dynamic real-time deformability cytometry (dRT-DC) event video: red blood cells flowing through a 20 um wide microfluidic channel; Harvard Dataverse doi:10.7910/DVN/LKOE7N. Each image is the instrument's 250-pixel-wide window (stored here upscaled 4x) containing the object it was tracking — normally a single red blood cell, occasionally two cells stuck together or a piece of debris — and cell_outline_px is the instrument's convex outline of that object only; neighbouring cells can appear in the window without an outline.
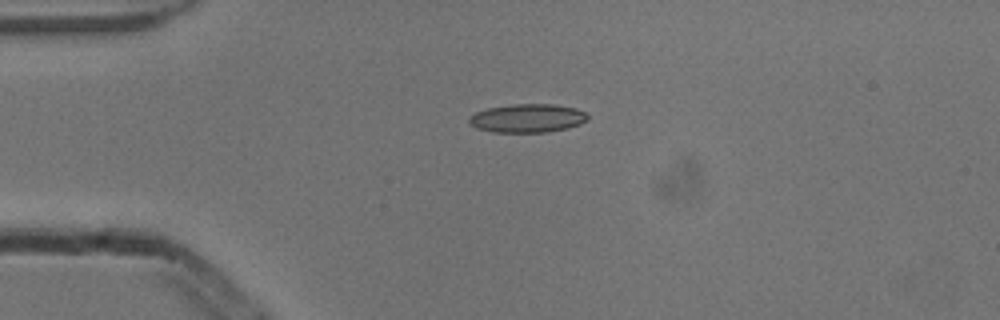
{"species": "common noctule bat (a hibernating species)", "species_latin": "Nyctalus noctula", "temperature_condition": "cold", "stored_images_in_passage": 41, "camera_frame_rate_fps": 3000, "um_per_image_px": 0.085, "animal": {"sex": "male", "body_mass_g": 13.3}, "frame": {"image": 1, "passage_image": 1, "time_ms": 0.0, "image_size_px": [1000, 320], "cell_outline_px": [[588, 120], [580, 124], [568, 128], [548, 132], [492, 132], [476, 128], [468, 120], [468, 116], [476, 112], [488, 108], [512, 104], [552, 104], [576, 108], [584, 112], [588, 116]], "centroid_in_image_um": [44.84, 10.05], "position_along_channel_um": 40.2, "area_um2": 19.77}}
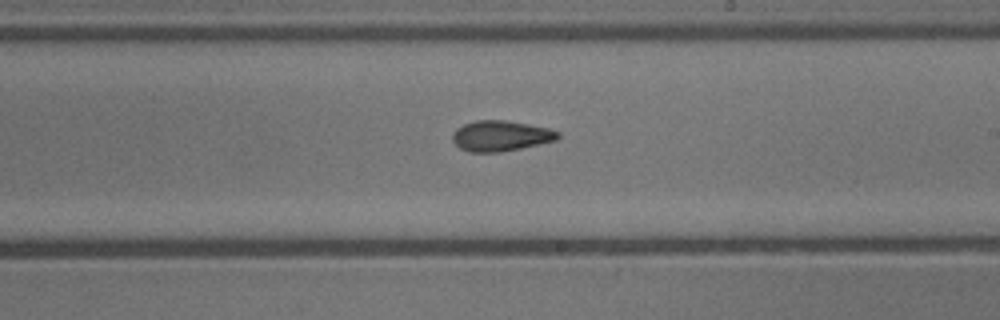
{"frame": {"image": 2, "passage_image": 19, "time_ms": 6.0, "image_size_px": [1000, 320], "cell_outline_px": [[560, 136], [556, 140], [520, 148], [500, 152], [468, 152], [460, 148], [452, 140], [452, 132], [456, 128], [464, 124], [476, 120], [504, 120], [528, 124], [548, 128], [560, 132]], "centroid_in_image_um": [42.53, 11.54], "position_along_channel_um": 246.5, "area_um2": 18.73}}
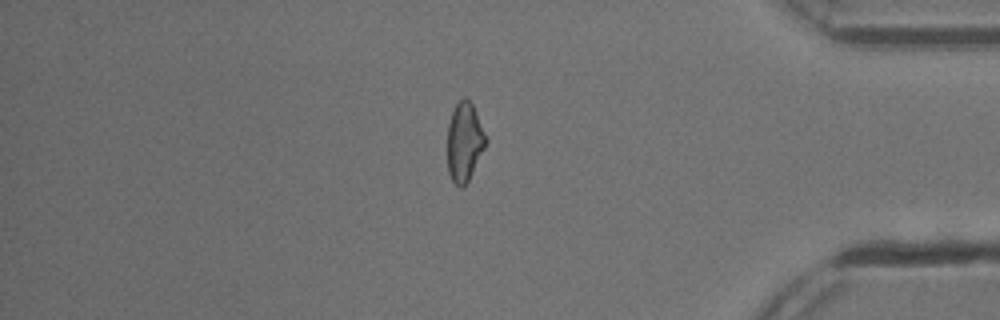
{"frame": {"image": 3, "passage_image": 33, "time_ms": 10.667, "image_size_px": [1000, 320], "cell_outline_px": [[488, 140], [464, 188], [460, 188], [452, 180], [448, 172], [448, 124], [452, 112], [456, 104], [464, 96], [472, 104]], "centroid_in_image_um": [39.47, 12.07], "position_along_channel_um": 395.7, "area_um2": 17.4}, "authors_computed_cell_mechanics": {"area_um2": 18.496, "velocity_mm_per_s": 3.876, "shape_relaxation_time_tau1_ms": null, "shape_relaxation_time_tau2_ms": 3.218, "deformation_change_tau1": null, "deformation_change_tau2": 0.1042}}